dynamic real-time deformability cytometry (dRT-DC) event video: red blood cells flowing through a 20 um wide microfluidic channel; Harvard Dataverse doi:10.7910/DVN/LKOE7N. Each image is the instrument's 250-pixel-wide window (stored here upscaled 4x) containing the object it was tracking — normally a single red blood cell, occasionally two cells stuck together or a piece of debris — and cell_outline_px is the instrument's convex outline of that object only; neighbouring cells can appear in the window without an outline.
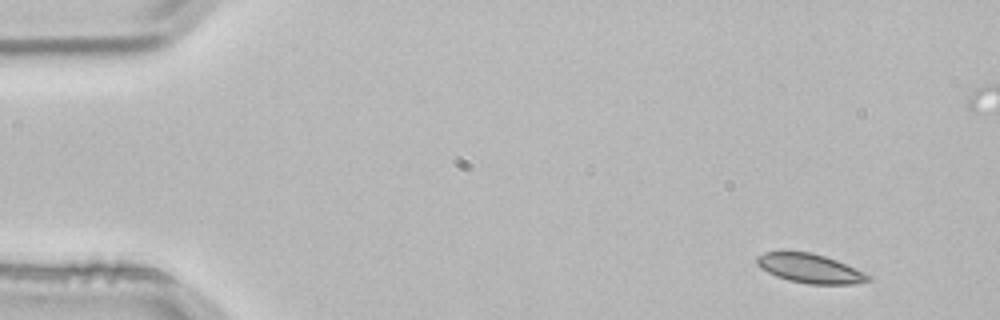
{"species": "common noctule bat (a hibernating species)", "species_latin": "Nyctalus noctula", "temperature_condition": "room temperature", "stored_images_in_passage": 3, "camera_frame_rate_fps": 3000, "um_per_image_px": 0.085, "animal": {"sex": "male", "body_mass_g": 21.5, "forearm_length_mm": 52.0}, "frame": {"image": 1, "passage_image": 1, "time_ms": 0.0, "image_size_px": [1000, 320], "cell_outline_px": [[872, 280], [852, 284], [808, 284], [788, 280], [776, 276], [760, 268], [756, 264], [756, 256], [764, 252], [812, 252], [836, 260], [864, 272], [872, 276]], "centroid_in_image_um": [68.84, 22.82], "position_along_channel_um": 16.2, "area_um2": 18.9}}